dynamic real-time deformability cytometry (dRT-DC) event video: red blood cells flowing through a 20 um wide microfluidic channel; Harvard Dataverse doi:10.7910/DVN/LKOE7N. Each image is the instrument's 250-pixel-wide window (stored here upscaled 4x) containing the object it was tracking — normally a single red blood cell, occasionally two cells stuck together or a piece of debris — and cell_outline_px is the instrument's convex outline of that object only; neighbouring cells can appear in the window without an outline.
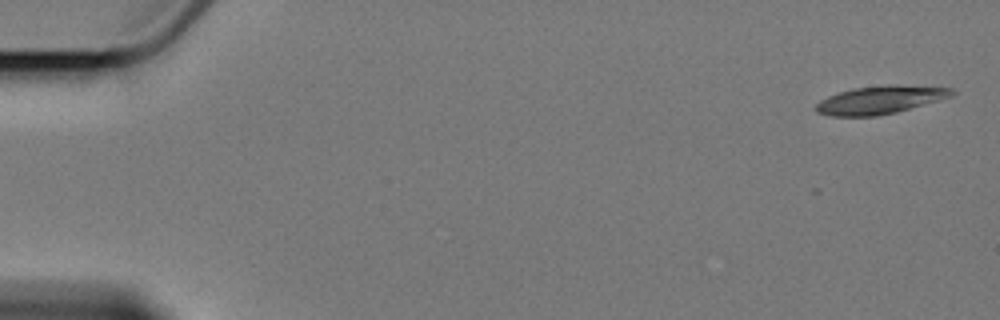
{"species": "Egyptian fruit bat (a non-hibernating species)", "species_latin": "Rousettus aegyptiacus", "temperature_condition": "cold", "stored_images_in_passage": 6, "camera_frame_rate_fps": 3000, "um_per_image_px": 0.085, "animal": {"sex": "female"}, "frame": {"image": 1, "passage_image": 1, "time_ms": 0.0, "image_size_px": [1000, 320], "cell_outline_px": [[956, 92], [952, 96], [896, 112], [876, 116], [832, 116], [816, 112], [816, 104], [820, 100], [828, 96], [852, 88], [888, 84], [952, 88]], "centroid_in_image_um": [74.8, 8.48], "position_along_channel_um": 10.2, "area_um2": 22.02}}